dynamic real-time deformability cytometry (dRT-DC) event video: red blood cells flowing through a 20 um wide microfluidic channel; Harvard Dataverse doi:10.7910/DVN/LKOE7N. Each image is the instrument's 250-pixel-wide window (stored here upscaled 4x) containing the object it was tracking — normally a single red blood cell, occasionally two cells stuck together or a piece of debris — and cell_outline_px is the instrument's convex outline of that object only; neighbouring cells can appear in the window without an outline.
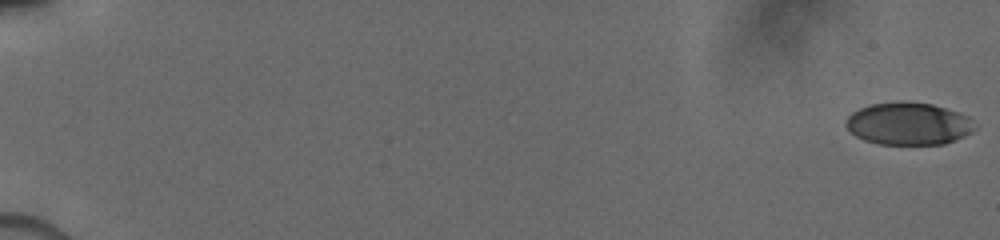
{"species": "human", "species_latin": "Homo sapiens", "temperature_condition": "cold", "stored_images_in_passage": 64, "camera_frame_rate_fps": 3000, "um_per_image_px": 0.085, "donor": {"sex": "male"}, "frame": {"image": 1, "passage_image": 1, "time_ms": 0.0, "image_size_px": [1000, 240], "cell_outline_px": [[976, 128], [972, 132], [964, 136], [944, 144], [880, 144], [864, 140], [856, 136], [844, 124], [844, 120], [852, 112], [860, 108], [872, 104], [900, 100], [904, 100], [932, 104], [968, 116]], "centroid_in_image_um": [77.19, 10.5], "position_along_channel_um": 7.8, "area_um2": 31.91}}
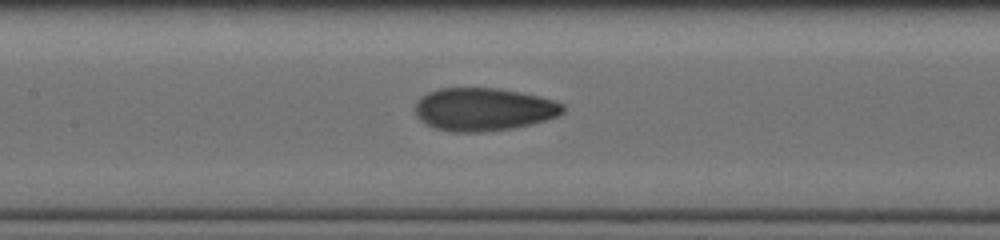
{"frame": {"image": 2, "passage_image": 38, "time_ms": 9.0, "image_size_px": [1000, 240], "cell_outline_px": [[564, 112], [560, 116], [532, 124], [516, 128], [480, 132], [452, 132], [436, 128], [420, 120], [416, 116], [416, 100], [420, 96], [428, 92], [440, 88], [496, 88], [520, 92], [540, 96], [564, 104]], "centroid_in_image_um": [41.12, 9.29], "position_along_channel_um": 166.3, "area_um2": 37.22}}
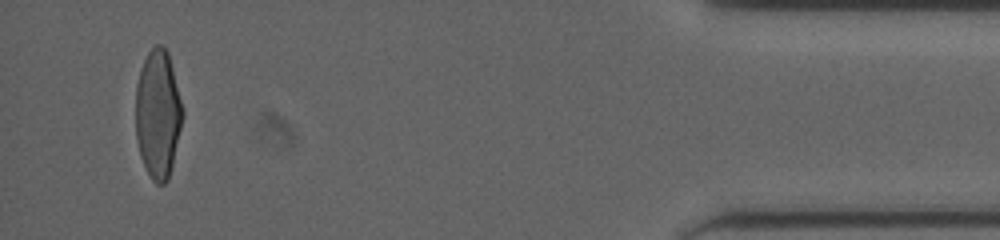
{"frame": {"image": 3, "passage_image": 62, "time_ms": 16.667, "image_size_px": [1000, 240], "cell_outline_px": [[184, 116], [168, 180], [164, 184], [156, 184], [152, 180], [140, 156], [136, 140], [136, 84], [140, 68], [148, 52], [156, 44], [160, 44], [168, 52], [184, 112]], "centroid_in_image_um": [13.42, 9.69], "position_along_channel_um": 421.8, "area_um2": 35.14}}